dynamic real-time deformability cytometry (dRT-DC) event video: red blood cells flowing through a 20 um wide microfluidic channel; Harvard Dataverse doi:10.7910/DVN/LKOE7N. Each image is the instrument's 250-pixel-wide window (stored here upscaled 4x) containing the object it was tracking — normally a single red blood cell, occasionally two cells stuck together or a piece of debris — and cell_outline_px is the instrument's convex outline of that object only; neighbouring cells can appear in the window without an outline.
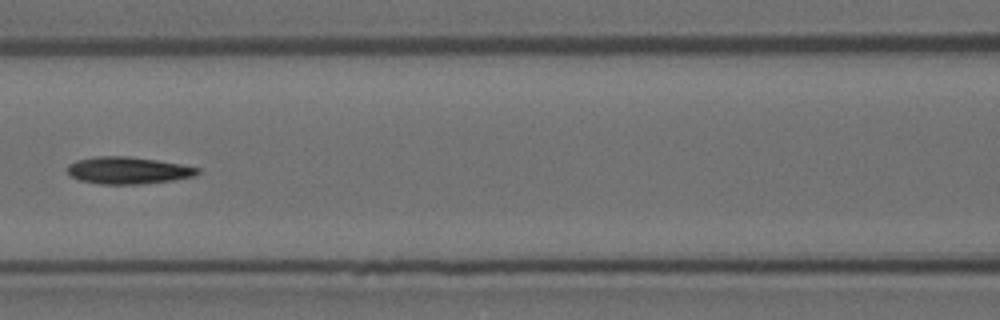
{"species": "Egyptian fruit bat (a non-hibernating species)", "species_latin": "Rousettus aegyptiacus", "temperature_condition": "room temperature", "stored_images_in_passage": 9, "camera_frame_rate_fps": 3000, "um_per_image_px": 0.085, "animal": {"sex": "female"}, "frame": {"image": 1, "passage_image": 6, "time_ms": 1.667, "image_size_px": [1000, 320], "cell_outline_px": [[200, 172], [196, 176], [172, 180], [140, 184], [100, 184], [80, 180], [68, 176], [68, 164], [76, 160], [96, 156], [128, 156], [156, 160], [180, 164], [200, 168]], "centroid_in_image_um": [10.87, 14.48], "position_along_channel_um": 155.7, "area_um2": 20.58}}
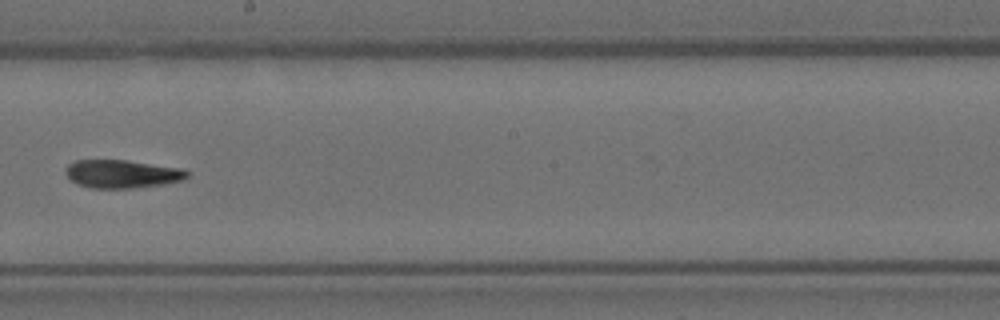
{"frame": {"image": 2, "passage_image": 8, "time_ms": 2.333, "image_size_px": [1000, 320], "cell_outline_px": [[192, 172], [184, 180], [164, 184], [132, 188], [92, 188], [76, 184], [64, 172], [64, 168], [68, 164], [76, 160], [124, 160], [184, 168]], "centroid_in_image_um": [10.41, 14.78], "position_along_channel_um": 237.8, "area_um2": 20.17}}
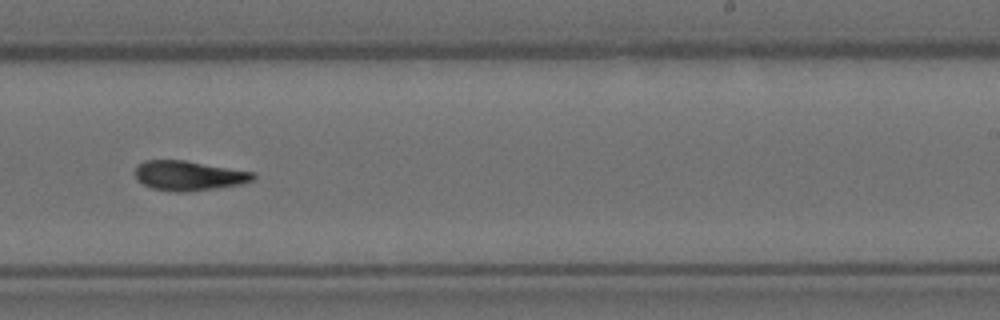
{"frame": {"image": 3, "passage_image": 9, "time_ms": 2.667, "image_size_px": [1000, 320], "cell_outline_px": [[256, 180], [240, 184], [216, 188], [184, 192], [172, 192], [152, 188], [136, 180], [136, 168], [144, 160], [184, 160], [256, 172]], "centroid_in_image_um": [16.09, 14.93], "position_along_channel_um": 272.9, "area_um2": 20.52}}